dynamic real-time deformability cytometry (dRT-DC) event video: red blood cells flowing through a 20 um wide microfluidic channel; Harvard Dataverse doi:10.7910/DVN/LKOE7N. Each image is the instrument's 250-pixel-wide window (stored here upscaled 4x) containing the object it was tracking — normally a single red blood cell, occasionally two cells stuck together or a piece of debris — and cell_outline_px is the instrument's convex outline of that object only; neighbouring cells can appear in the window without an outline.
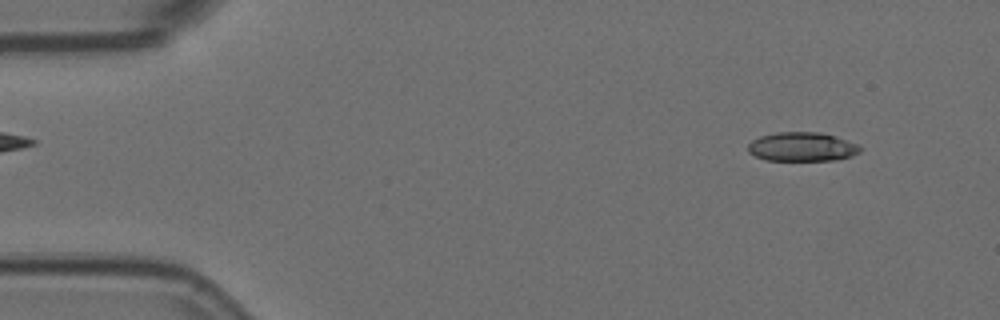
{"species": "Egyptian fruit bat (a non-hibernating species)", "species_latin": "Rousettus aegyptiacus", "temperature_condition": "room temperature", "stored_images_in_passage": 4, "camera_frame_rate_fps": 3000, "um_per_image_px": 0.085, "animal": {"sex": "female"}, "frame": {"image": 1, "passage_image": 1, "time_ms": 0.0, "image_size_px": [1000, 320], "cell_outline_px": [[860, 152], [852, 156], [832, 160], [768, 160], [756, 156], [748, 152], [748, 144], [752, 140], [760, 136], [776, 132], [820, 132], [860, 144]], "centroid_in_image_um": [68.17, 12.47], "position_along_channel_um": 16.8, "area_um2": 18.9}}
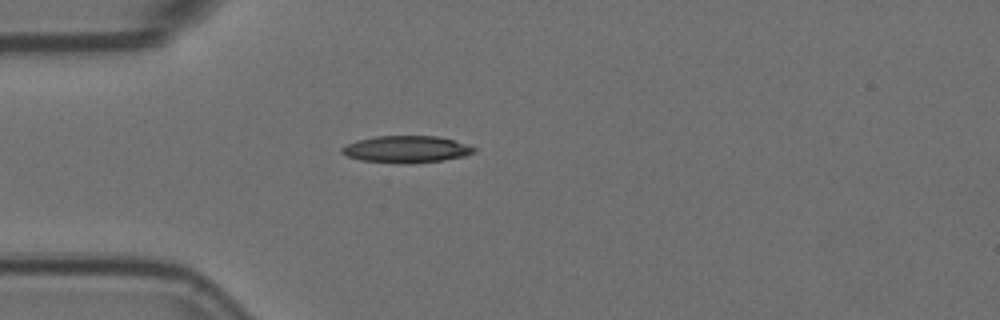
{"frame": {"image": 2, "passage_image": 4, "time_ms": 1.0, "image_size_px": [1000, 320], "cell_outline_px": [[476, 152], [464, 156], [440, 160], [408, 164], [400, 164], [360, 160], [348, 156], [340, 152], [340, 148], [356, 140], [376, 136], [436, 136], [452, 140], [476, 148]], "centroid_in_image_um": [34.49, 12.69], "position_along_channel_um": 50.5, "area_um2": 20.63}}